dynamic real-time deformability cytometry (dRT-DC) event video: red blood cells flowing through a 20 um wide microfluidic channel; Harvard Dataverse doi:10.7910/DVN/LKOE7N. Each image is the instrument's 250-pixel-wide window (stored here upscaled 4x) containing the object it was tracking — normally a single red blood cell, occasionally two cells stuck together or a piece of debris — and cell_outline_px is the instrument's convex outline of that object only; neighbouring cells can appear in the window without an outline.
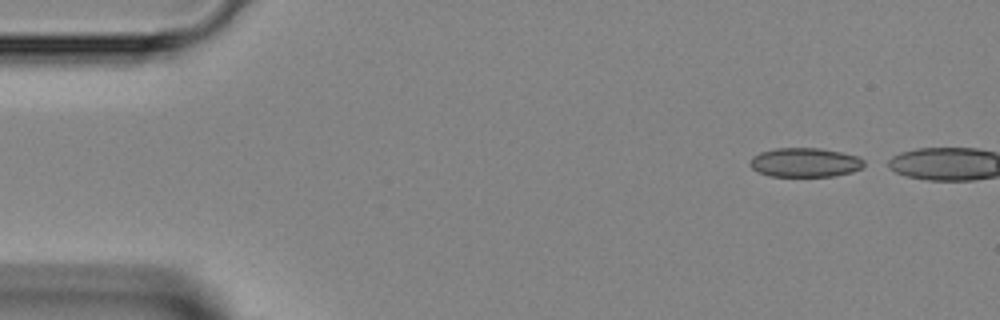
{"species": "Egyptian fruit bat (a non-hibernating species)", "species_latin": "Rousettus aegyptiacus", "temperature_condition": "room temperature", "stored_images_in_passage": 7, "camera_frame_rate_fps": 3000, "um_per_image_px": 0.085, "animal": {"sex": "female"}, "frame": {"image": 1, "passage_image": 1, "time_ms": 0.0, "image_size_px": [1000, 320], "cell_outline_px": [[864, 164], [860, 168], [852, 172], [832, 176], [768, 176], [752, 168], [748, 164], [752, 156], [760, 152], [776, 148], [820, 148], [840, 152], [856, 156], [864, 160]], "centroid_in_image_um": [68.38, 13.8], "position_along_channel_um": 16.6, "area_um2": 19.31}}